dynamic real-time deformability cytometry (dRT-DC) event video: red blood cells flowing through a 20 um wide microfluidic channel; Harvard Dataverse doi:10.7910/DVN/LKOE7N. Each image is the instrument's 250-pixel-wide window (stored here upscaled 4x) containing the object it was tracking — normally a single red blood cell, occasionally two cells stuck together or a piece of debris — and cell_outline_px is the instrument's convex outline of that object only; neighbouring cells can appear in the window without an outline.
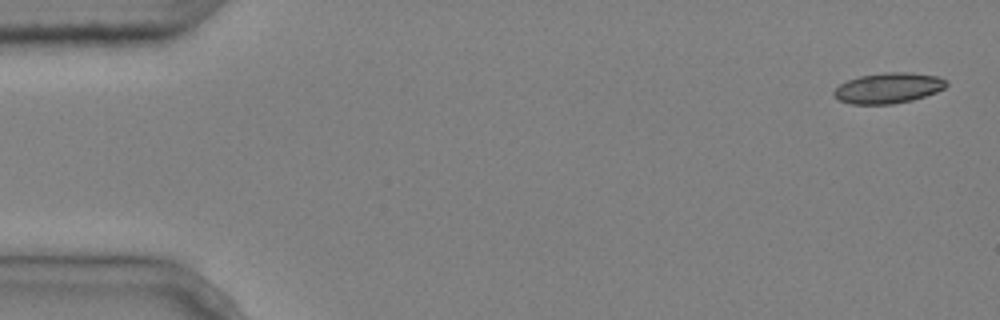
{"species": "common noctule bat (a hibernating species)", "species_latin": "Nyctalus noctula", "temperature_condition": "cold", "stored_images_in_passage": 5, "camera_frame_rate_fps": 3000, "um_per_image_px": 0.085, "animal": {"sex": "male", "body_mass_g": 20.4}, "frame": {"image": 1, "passage_image": 1, "time_ms": 0.0, "image_size_px": [1000, 320], "cell_outline_px": [[948, 84], [944, 88], [936, 92], [912, 100], [892, 104], [852, 104], [840, 100], [832, 92], [840, 84], [848, 80], [860, 76], [884, 72], [908, 72], [940, 76], [948, 80]], "centroid_in_image_um": [75.55, 7.47], "position_along_channel_um": 9.5, "area_um2": 20.0}}
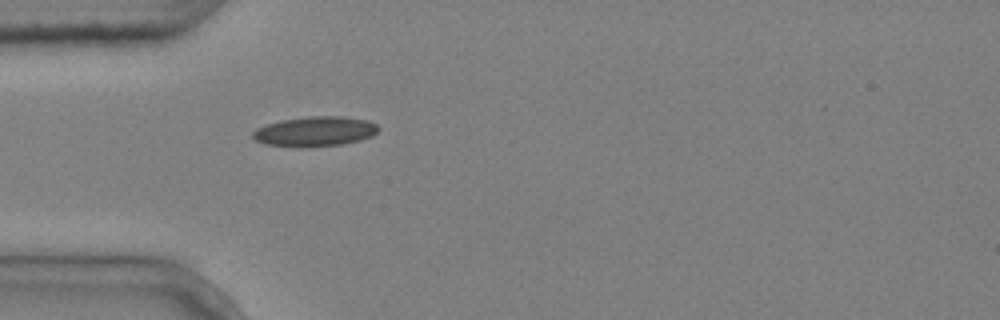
{"frame": {"image": 2, "passage_image": 5, "time_ms": 1.333, "image_size_px": [1000, 320], "cell_outline_px": [[380, 128], [372, 136], [360, 140], [340, 144], [300, 148], [268, 144], [256, 140], [252, 136], [252, 132], [256, 128], [268, 124], [284, 120], [308, 116], [340, 116], [368, 120], [376, 124]], "centroid_in_image_um": [26.79, 11.17], "position_along_channel_um": 58.2, "area_um2": 21.73}}